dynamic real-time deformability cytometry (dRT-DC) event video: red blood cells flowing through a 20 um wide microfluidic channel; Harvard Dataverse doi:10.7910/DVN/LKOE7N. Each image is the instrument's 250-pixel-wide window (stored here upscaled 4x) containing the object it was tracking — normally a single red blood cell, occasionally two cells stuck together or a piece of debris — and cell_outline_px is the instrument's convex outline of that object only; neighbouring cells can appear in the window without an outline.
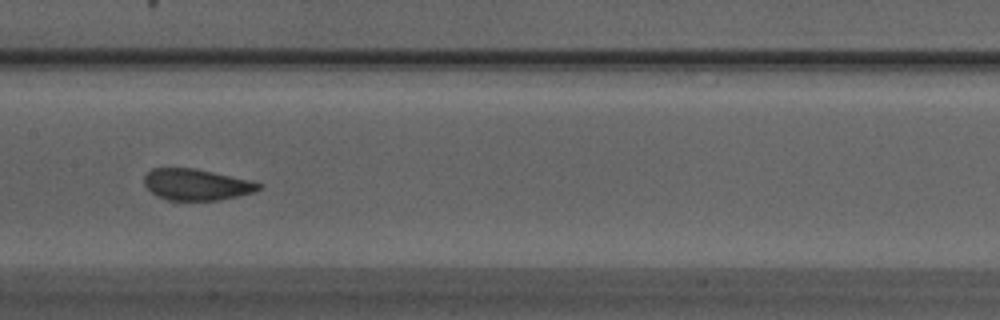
{"species": "Egyptian fruit bat (a non-hibernating species)", "species_latin": "Rousettus aegyptiacus", "temperature_condition": "warm", "stored_images_in_passage": 18, "camera_frame_rate_fps": 3000, "um_per_image_px": 0.085, "animal": {"sex": "male"}, "frame": {"image": 1, "passage_image": 13, "time_ms": 4.0, "image_size_px": [1000, 320], "cell_outline_px": [[264, 188], [256, 192], [220, 200], [168, 200], [156, 196], [144, 184], [144, 176], [152, 168], [192, 168], [252, 180], [264, 184]], "centroid_in_image_um": [16.76, 15.69], "position_along_channel_um": 190.6, "area_um2": 21.04}}